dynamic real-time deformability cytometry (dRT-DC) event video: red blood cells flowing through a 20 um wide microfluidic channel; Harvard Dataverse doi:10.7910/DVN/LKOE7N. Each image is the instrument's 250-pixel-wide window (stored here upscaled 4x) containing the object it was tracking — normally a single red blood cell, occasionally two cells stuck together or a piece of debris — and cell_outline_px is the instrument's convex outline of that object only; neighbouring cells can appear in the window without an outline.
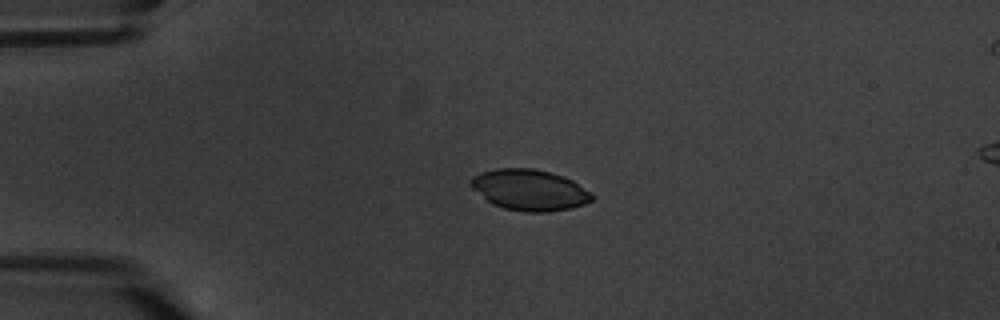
{"species": "common noctule bat (a hibernating species)", "species_latin": "Nyctalus noctula", "temperature_condition": "warm", "stored_images_in_passage": 6, "camera_frame_rate_fps": 3000, "um_per_image_px": 0.085, "animal": {"sex": "male", "body_mass_g": 20.1, "forearm_length_mm": 53.5}, "frame": {"image": 1, "passage_image": 4, "time_ms": 4.333, "image_size_px": [1000, 320], "cell_outline_px": [[596, 196], [592, 200], [584, 204], [572, 208], [548, 212], [524, 212], [504, 208], [492, 204], [472, 188], [468, 184], [468, 180], [472, 176], [480, 172], [496, 168], [532, 168], [548, 172], [572, 180], [592, 192]], "centroid_in_image_um": [44.99, 16.15], "position_along_channel_um": 40.0, "area_um2": 29.13}}